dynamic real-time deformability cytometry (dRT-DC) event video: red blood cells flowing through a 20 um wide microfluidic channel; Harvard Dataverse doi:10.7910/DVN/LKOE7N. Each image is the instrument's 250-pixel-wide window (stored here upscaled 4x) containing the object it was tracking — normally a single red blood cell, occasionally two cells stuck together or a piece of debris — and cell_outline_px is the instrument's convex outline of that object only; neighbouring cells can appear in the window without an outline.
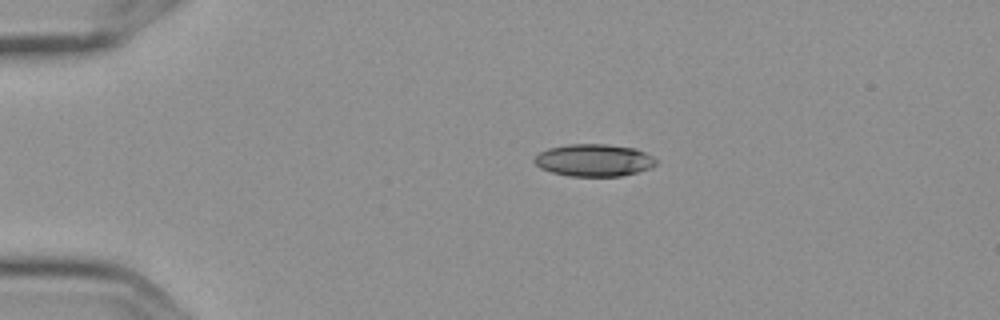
{"species": "Egyptian fruit bat (a non-hibernating species)", "species_latin": "Rousettus aegyptiacus", "temperature_condition": "cold", "stored_images_in_passage": 5, "camera_frame_rate_fps": 3000, "um_per_image_px": 0.085, "frame": {"image": 1, "passage_image": 5, "time_ms": 1.333, "image_size_px": [1000, 320], "cell_outline_px": [[656, 164], [648, 168], [636, 172], [620, 176], [568, 176], [552, 172], [540, 168], [532, 160], [540, 152], [548, 148], [568, 144], [604, 144], [636, 148], [652, 156], [656, 160]], "centroid_in_image_um": [50.45, 13.61], "position_along_channel_um": 34.5, "area_um2": 22.77}}